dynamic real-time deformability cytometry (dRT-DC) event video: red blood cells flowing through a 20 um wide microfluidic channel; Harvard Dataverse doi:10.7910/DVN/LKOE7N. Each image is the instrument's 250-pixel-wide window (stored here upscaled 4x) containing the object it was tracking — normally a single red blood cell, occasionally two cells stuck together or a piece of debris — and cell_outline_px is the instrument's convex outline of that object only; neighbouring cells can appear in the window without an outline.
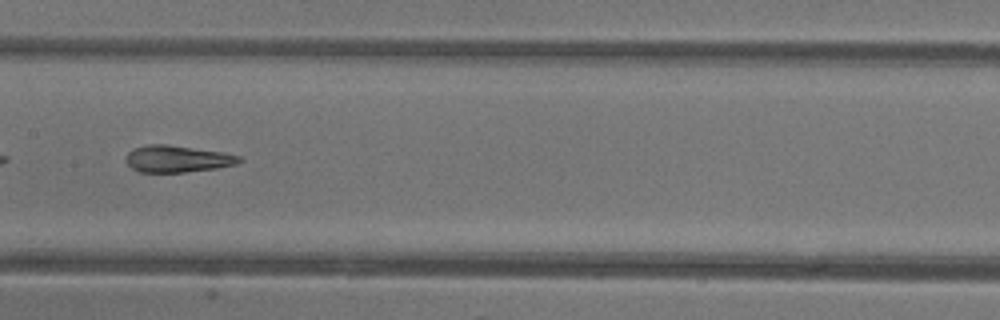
{"species": "common noctule bat (a hibernating species)", "species_latin": "Nyctalus noctula", "temperature_condition": "warm", "stored_images_in_passage": 35, "camera_frame_rate_fps": 3000, "um_per_image_px": 0.085, "animal": {"sex": "female"}, "frame": {"image": 1, "passage_image": 11, "time_ms": 3.333, "image_size_px": [1000, 320], "cell_outline_px": [[244, 160], [236, 164], [216, 168], [184, 172], [140, 172], [132, 168], [124, 160], [128, 152], [132, 148], [148, 144], [168, 144], [224, 152], [240, 156]], "centroid_in_image_um": [15.06, 13.49], "position_along_channel_um": 192.3, "area_um2": 17.86}}
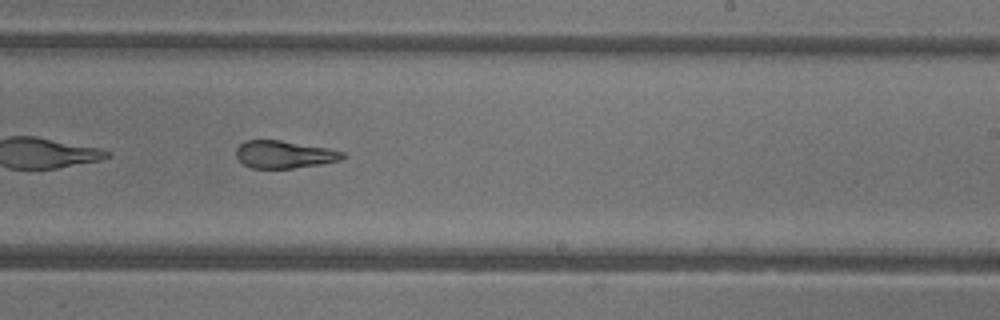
{"frame": {"image": 2, "passage_image": 16, "time_ms": 5.0, "image_size_px": [1000, 320], "cell_outline_px": [[348, 156], [340, 160], [320, 164], [292, 168], [252, 168], [244, 164], [236, 156], [236, 148], [244, 140], [280, 140], [328, 148], [344, 152]], "centroid_in_image_um": [24.17, 13.12], "position_along_channel_um": 264.8, "area_um2": 17.05}, "authors_computed_cell_mechanics": {"area_um2": 18.9006, "velocity_mm_per_s": 4.3779, "shape_relaxation_time_tau1_ms": null, "shape_relaxation_time_tau2_ms": 1.429, "deformation_change_tau1": null, "deformation_change_tau2": 0.0935}}